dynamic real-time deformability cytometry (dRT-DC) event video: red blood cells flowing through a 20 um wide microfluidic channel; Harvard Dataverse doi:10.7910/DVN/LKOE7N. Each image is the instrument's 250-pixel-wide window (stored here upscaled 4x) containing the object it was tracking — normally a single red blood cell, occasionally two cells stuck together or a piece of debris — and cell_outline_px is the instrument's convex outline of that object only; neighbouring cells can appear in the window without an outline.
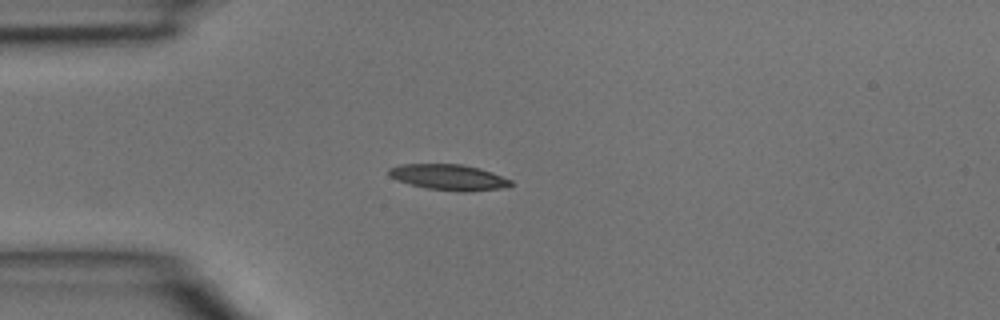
{"species": "common noctule bat (a hibernating species)", "species_latin": "Nyctalus noctula", "temperature_condition": "room temperature", "stored_images_in_passage": 3, "camera_frame_rate_fps": 3000, "um_per_image_px": 0.085, "animal": {"sex": "male", "body_mass_g": 15.6}, "frame": {"image": 1, "passage_image": 3, "time_ms": 0.667, "image_size_px": [1000, 320], "cell_outline_px": [[512, 184], [500, 188], [464, 192], [428, 188], [408, 184], [396, 180], [388, 176], [388, 168], [400, 164], [460, 164], [480, 168], [492, 172], [512, 180]], "centroid_in_image_um": [38.09, 15.05], "position_along_channel_um": 46.9, "area_um2": 18.26}}